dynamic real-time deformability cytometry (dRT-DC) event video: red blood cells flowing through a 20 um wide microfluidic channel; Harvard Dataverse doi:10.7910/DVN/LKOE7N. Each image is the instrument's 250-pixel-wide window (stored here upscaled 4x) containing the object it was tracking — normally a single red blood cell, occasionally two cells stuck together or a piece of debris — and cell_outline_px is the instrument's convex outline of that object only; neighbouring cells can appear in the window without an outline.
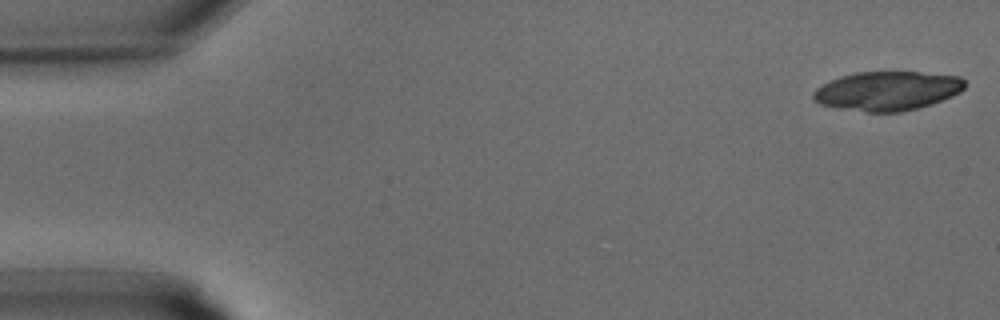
{"species": "common noctule bat (a hibernating species)", "species_latin": "Nyctalus noctula", "temperature_condition": "warm", "stored_images_in_passage": 32, "camera_frame_rate_fps": 3000, "um_per_image_px": 0.085, "animal": {"sex": "male", "body_mass_g": 15.6}, "frame": {"image": 1, "passage_image": 1, "time_ms": 0.0, "image_size_px": [1000, 320], "cell_outline_px": [[964, 88], [960, 92], [952, 96], [916, 108], [900, 112], [864, 112], [840, 108], [820, 104], [812, 100], [812, 92], [816, 88], [840, 76], [856, 72], [916, 72], [960, 76], [964, 80]], "centroid_in_image_um": [75.39, 7.72], "position_along_channel_um": 9.6, "area_um2": 34.33}}